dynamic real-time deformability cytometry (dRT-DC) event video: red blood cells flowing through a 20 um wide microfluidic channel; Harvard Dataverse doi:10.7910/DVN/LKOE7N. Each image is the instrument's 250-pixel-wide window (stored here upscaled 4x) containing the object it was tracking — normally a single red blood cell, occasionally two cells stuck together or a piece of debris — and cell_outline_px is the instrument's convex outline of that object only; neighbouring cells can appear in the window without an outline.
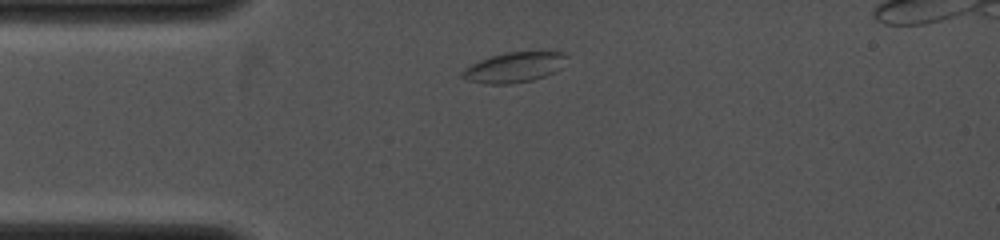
{"species": "common noctule bat (a hibernating species)", "species_latin": "Nyctalus noctula", "temperature_condition": "cold", "stored_images_in_passage": 45, "camera_frame_rate_fps": 4000, "um_per_image_px": 0.085, "animal": {"sex": "female", "body_mass_g": 19.0, "forearm_length_mm": 53.3}, "frame": {"image": 1, "passage_image": 9, "time_ms": 1.5, "image_size_px": [1000, 240], "cell_outline_px": [[568, 56], [560, 68], [544, 76], [532, 80], [508, 84], [488, 84], [468, 80], [460, 76], [460, 72], [464, 68], [480, 60], [492, 56], [508, 52], [564, 52]], "centroid_in_image_um": [43.68, 5.72], "position_along_channel_um": 41.3, "area_um2": 18.09}}
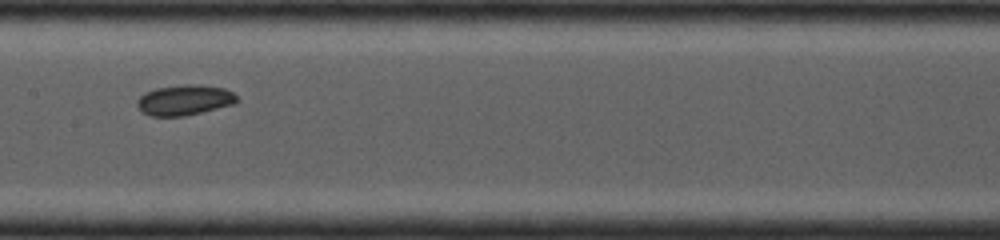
{"frame": {"image": 2, "passage_image": 32, "time_ms": 5.25, "image_size_px": [1000, 240], "cell_outline_px": [[240, 100], [236, 104], [184, 116], [148, 116], [140, 112], [136, 104], [136, 100], [144, 92], [156, 88], [188, 84], [200, 84], [224, 88], [232, 92]], "centroid_in_image_um": [15.67, 8.51], "position_along_channel_um": 191.7, "area_um2": 17.98}}
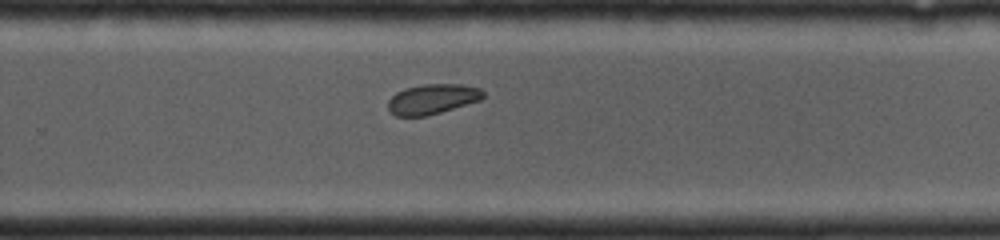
{"frame": {"image": 3, "passage_image": 45, "time_ms": 7.5, "image_size_px": [1000, 240], "cell_outline_px": [[484, 96], [480, 100], [440, 112], [424, 116], [396, 116], [388, 108], [388, 100], [396, 92], [404, 88], [424, 84], [464, 84], [480, 88], [484, 92]], "centroid_in_image_um": [36.75, 8.4], "position_along_channel_um": 293.0, "area_um2": 16.59}}